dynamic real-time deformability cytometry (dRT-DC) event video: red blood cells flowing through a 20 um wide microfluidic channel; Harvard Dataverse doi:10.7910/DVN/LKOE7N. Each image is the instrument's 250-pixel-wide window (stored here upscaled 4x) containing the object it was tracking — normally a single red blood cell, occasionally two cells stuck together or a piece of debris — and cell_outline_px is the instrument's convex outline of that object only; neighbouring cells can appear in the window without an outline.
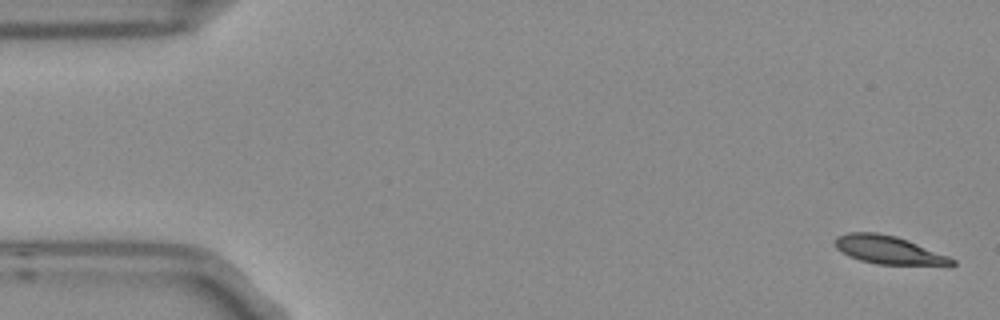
{"species": "Egyptian fruit bat (a non-hibernating species)", "species_latin": "Rousettus aegyptiacus", "temperature_condition": "room temperature", "stored_images_in_passage": 4, "segment_of_instrument_passage": [2, 2], "camera_frame_rate_fps": 3000, "um_per_image_px": 0.085, "frame": {"image": 1, "passage_image": 4, "time_ms": 1.0, "image_size_px": [1000, 320], "cell_outline_px": [[956, 264], [876, 264], [860, 260], [848, 256], [836, 248], [836, 236], [848, 232], [876, 232], [896, 236], [908, 240], [948, 256], [956, 260]], "centroid_in_image_um": [75.47, 21.22], "position_along_channel_um": 9.5, "area_um2": 18.84}}